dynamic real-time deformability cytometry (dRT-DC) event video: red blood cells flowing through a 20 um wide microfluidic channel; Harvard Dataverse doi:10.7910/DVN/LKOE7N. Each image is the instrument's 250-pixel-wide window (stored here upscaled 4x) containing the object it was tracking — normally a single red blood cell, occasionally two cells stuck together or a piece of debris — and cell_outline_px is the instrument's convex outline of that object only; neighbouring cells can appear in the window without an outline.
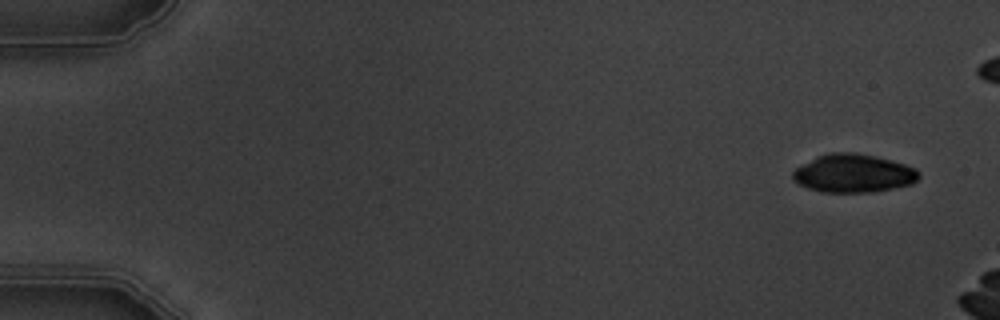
{"species": "common noctule bat (a hibernating species)", "species_latin": "Nyctalus noctula", "temperature_condition": "warm", "stored_images_in_passage": 3, "camera_frame_rate_fps": 3000, "um_per_image_px": 0.085, "animal": {"sex": "male", "body_mass_g": 19.5, "forearm_length_mm": 54.6}, "frame": {"image": 1, "passage_image": 1, "time_ms": 0.0, "image_size_px": [1000, 320], "cell_outline_px": [[920, 176], [912, 184], [872, 192], [824, 192], [808, 188], [800, 184], [792, 176], [792, 172], [796, 168], [816, 156], [828, 152], [856, 152], [892, 160], [916, 168], [920, 172]], "centroid_in_image_um": [72.56, 14.72], "position_along_channel_um": 12.4, "area_um2": 28.09}}